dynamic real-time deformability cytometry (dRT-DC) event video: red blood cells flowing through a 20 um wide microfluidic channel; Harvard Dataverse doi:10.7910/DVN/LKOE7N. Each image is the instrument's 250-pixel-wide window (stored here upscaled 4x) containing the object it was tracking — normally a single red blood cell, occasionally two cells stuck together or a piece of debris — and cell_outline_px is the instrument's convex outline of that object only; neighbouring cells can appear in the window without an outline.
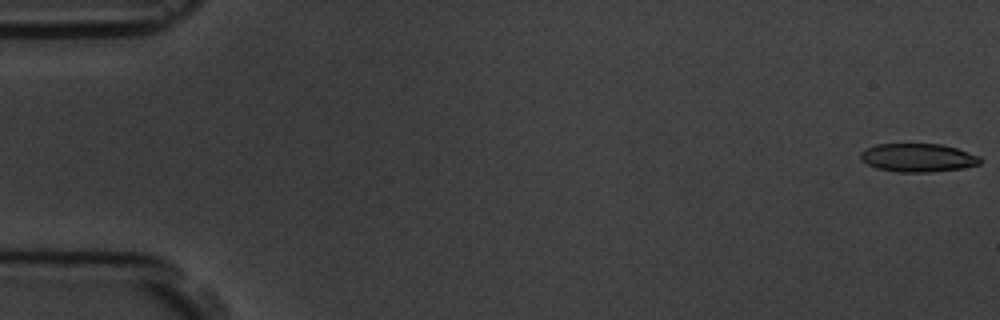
{"species": "common noctule bat (a hibernating species)", "species_latin": "Nyctalus noctula", "temperature_condition": "room temperature", "stored_images_in_passage": 57, "camera_frame_rate_fps": 3000, "um_per_image_px": 0.085, "animal": {"sex": "male", "body_mass_g": 19.5, "forearm_length_mm": 54.6}, "frame": {"image": 1, "passage_image": 1, "time_ms": 0.0, "image_size_px": [1000, 320], "cell_outline_px": [[980, 164], [960, 168], [932, 172], [900, 172], [876, 168], [860, 160], [860, 152], [864, 148], [876, 144], [940, 144], [956, 148], [980, 156]], "centroid_in_image_um": [77.98, 13.4], "position_along_channel_um": 7.0, "area_um2": 19.77}}
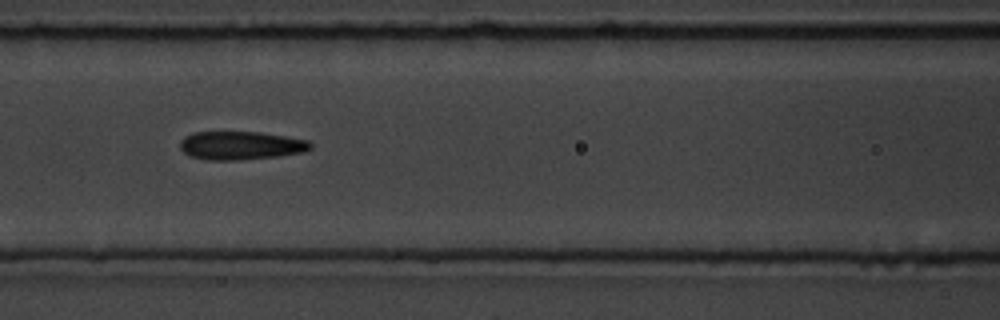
{"frame": {"image": 2, "passage_image": 25, "time_ms": 8.0, "image_size_px": [1000, 320], "cell_outline_px": [[312, 148], [304, 152], [276, 156], [236, 160], [204, 160], [188, 156], [180, 148], [180, 140], [184, 136], [192, 132], [260, 132], [308, 140], [312, 144]], "centroid_in_image_um": [20.42, 12.37], "position_along_channel_um": 146.2, "area_um2": 21.68}}
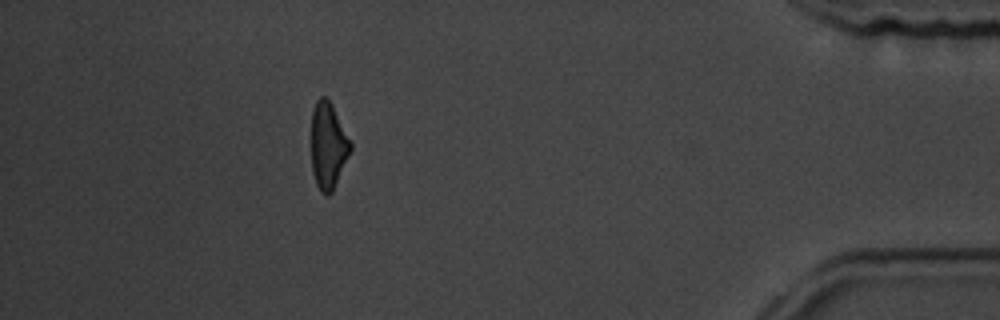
{"frame": {"image": 3, "passage_image": 51, "time_ms": 16.667, "image_size_px": [1000, 320], "cell_outline_px": [[352, 148], [332, 192], [328, 196], [324, 196], [320, 192], [316, 184], [312, 172], [312, 108], [316, 100], [320, 96], [328, 96], [352, 144]], "centroid_in_image_um": [27.88, 12.37], "position_along_channel_um": 407.3, "area_um2": 19.83}, "authors_computed_cell_mechanics": {"area_um2": 21.0392, "velocity_mm_per_s": 3.6163, "shape_relaxation_time_tau1_ms": 11.1893, "shape_relaxation_time_tau2_ms": 3.4598, "deformation_change_tau1": 0.2108, "deformation_change_tau2": 0.1345}}